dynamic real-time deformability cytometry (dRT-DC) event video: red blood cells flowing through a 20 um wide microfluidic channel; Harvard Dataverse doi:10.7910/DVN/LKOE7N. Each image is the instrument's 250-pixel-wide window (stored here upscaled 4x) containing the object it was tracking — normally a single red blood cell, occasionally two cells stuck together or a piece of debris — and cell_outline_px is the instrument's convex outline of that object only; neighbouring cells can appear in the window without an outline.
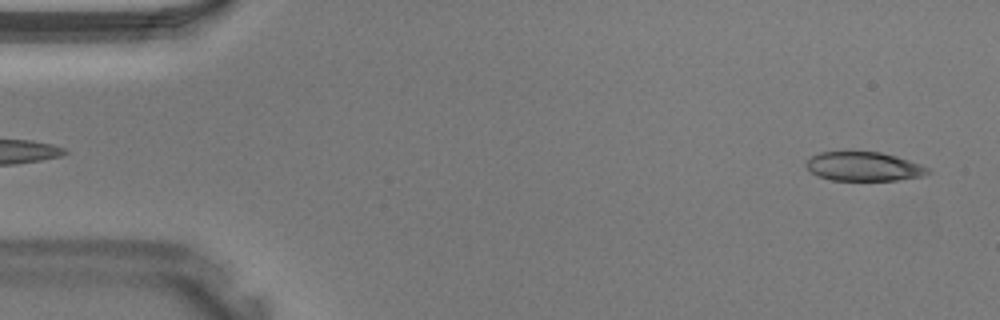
{"species": "Egyptian fruit bat (a non-hibernating species)", "species_latin": "Rousettus aegyptiacus", "temperature_condition": "warm", "stored_images_in_passage": 39, "camera_frame_rate_fps": 3000, "um_per_image_px": 0.085, "animal": {"sex": "male"}, "frame": {"image": 1, "passage_image": 1, "time_ms": 0.0, "image_size_px": [1000, 320], "cell_outline_px": [[932, 172], [924, 176], [896, 180], [832, 180], [816, 176], [804, 164], [812, 156], [820, 152], [880, 152], [896, 156], [920, 164], [928, 168]], "centroid_in_image_um": [73.43, 14.16], "position_along_channel_um": 11.6, "area_um2": 20.52}}
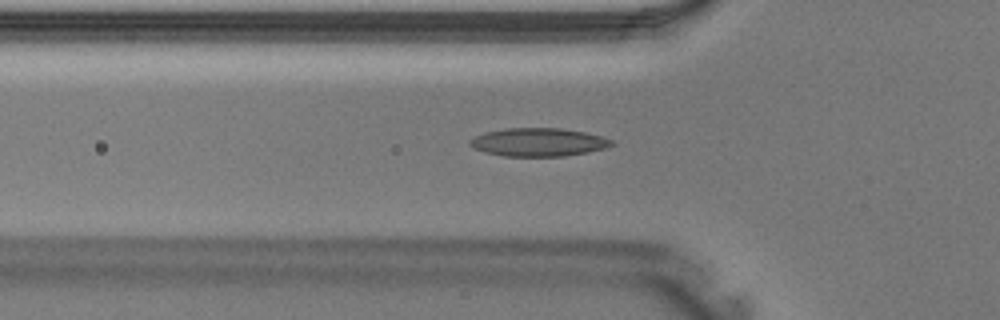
{"frame": {"image": 2, "passage_image": 12, "time_ms": 3.667, "image_size_px": [1000, 320], "cell_outline_px": [[616, 144], [604, 148], [588, 152], [564, 156], [504, 156], [484, 152], [468, 144], [468, 140], [484, 132], [504, 128], [560, 128], [584, 132], [600, 136], [612, 140]], "centroid_in_image_um": [45.75, 12.08], "position_along_channel_um": 80.1, "area_um2": 23.29}}
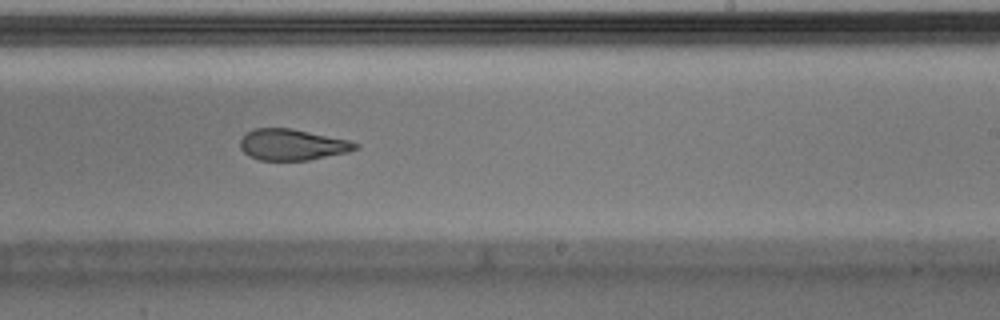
{"frame": {"image": 3, "passage_image": 23, "time_ms": 7.333, "image_size_px": [1000, 320], "cell_outline_px": [[360, 148], [348, 152], [308, 160], [260, 160], [248, 156], [240, 148], [240, 140], [248, 132], [256, 128], [292, 128], [348, 140], [360, 144]], "centroid_in_image_um": [24.86, 12.3], "position_along_channel_um": 264.1, "area_um2": 20.87}}